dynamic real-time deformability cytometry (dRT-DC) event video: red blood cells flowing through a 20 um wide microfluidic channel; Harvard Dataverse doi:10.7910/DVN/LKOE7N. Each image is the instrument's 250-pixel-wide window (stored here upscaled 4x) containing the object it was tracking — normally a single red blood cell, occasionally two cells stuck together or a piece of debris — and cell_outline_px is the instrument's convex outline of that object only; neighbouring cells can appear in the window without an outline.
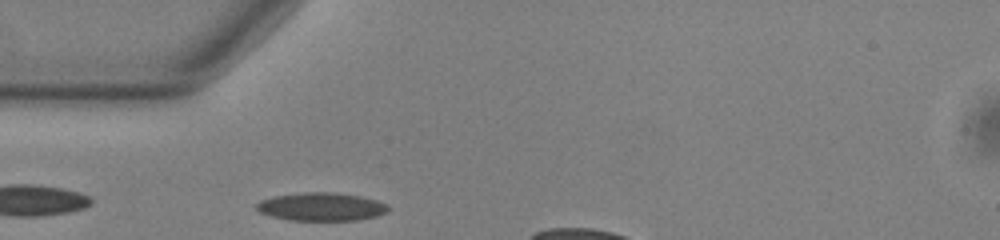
{"species": "common noctule bat (a hibernating species)", "species_latin": "Nyctalus noctula", "temperature_condition": "warm", "stored_images_in_passage": 2, "camera_frame_rate_fps": 3000, "um_per_image_px": 0.085, "animal": {"sex": "male", "body_mass_g": 13.0, "forearm_length_mm": 53.1}, "frame": {"image": 1, "passage_image": 2, "time_ms": 0.333, "image_size_px": [1000, 240], "cell_outline_px": [[388, 212], [376, 216], [356, 220], [288, 220], [272, 216], [260, 212], [256, 208], [256, 204], [260, 200], [272, 196], [304, 192], [332, 192], [360, 196], [376, 200], [388, 204]], "centroid_in_image_um": [27.3, 17.57], "position_along_channel_um": 57.7, "area_um2": 21.62}}